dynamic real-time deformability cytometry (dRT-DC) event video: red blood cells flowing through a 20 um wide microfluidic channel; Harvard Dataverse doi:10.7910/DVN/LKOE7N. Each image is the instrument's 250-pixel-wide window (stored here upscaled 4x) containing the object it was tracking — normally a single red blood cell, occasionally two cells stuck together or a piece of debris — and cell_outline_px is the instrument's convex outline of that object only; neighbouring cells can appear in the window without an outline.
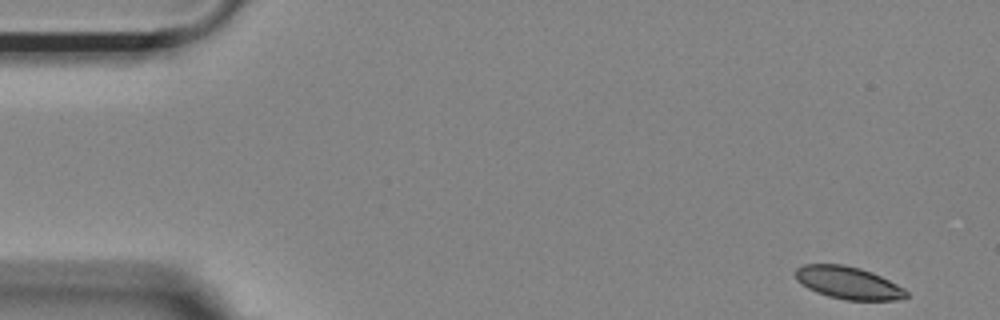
{"species": "Egyptian fruit bat (a non-hibernating species)", "species_latin": "Rousettus aegyptiacus", "temperature_condition": "room temperature", "stored_images_in_passage": 52, "camera_frame_rate_fps": 3000, "um_per_image_px": 0.085, "animal": {"sex": "female"}, "frame": {"image": 1, "passage_image": 1, "time_ms": 0.0, "image_size_px": [1000, 320], "cell_outline_px": [[908, 296], [896, 300], [844, 300], [828, 296], [816, 292], [800, 284], [796, 280], [792, 272], [796, 268], [804, 264], [844, 264], [860, 268], [872, 272], [904, 288], [908, 292]], "centroid_in_image_um": [72.04, 24.03], "position_along_channel_um": 13.0, "area_um2": 21.15}}
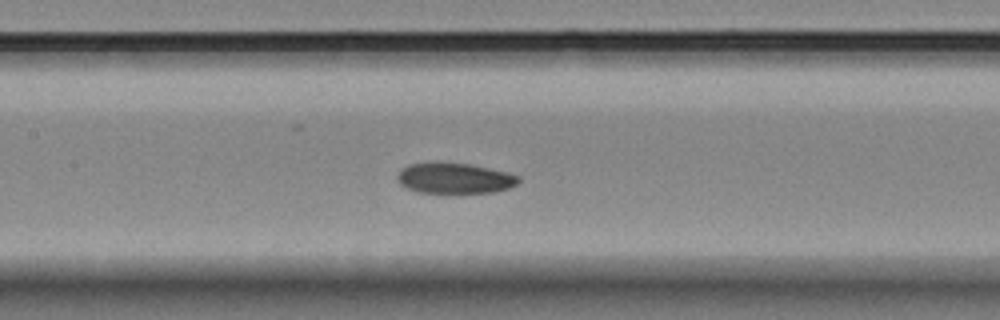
{"frame": {"image": 2, "passage_image": 23, "time_ms": 7.333, "image_size_px": [1000, 320], "cell_outline_px": [[520, 180], [516, 184], [508, 188], [492, 192], [416, 192], [400, 184], [396, 180], [396, 176], [400, 168], [408, 164], [428, 160], [440, 160], [468, 164], [508, 172], [520, 176]], "centroid_in_image_um": [38.55, 15.1], "position_along_channel_um": 168.8, "area_um2": 22.14}}
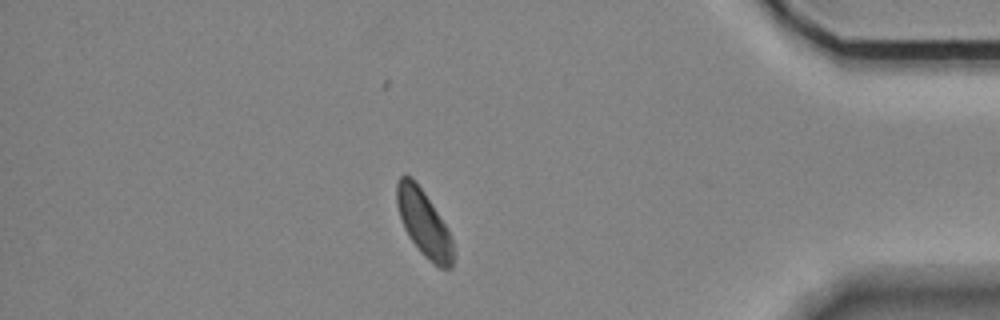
{"frame": {"image": 3, "passage_image": 45, "time_ms": 14.667, "image_size_px": [1000, 320], "cell_outline_px": [[456, 256], [452, 268], [440, 268], [428, 260], [420, 252], [408, 236], [404, 228], [396, 204], [396, 184], [400, 176], [412, 176], [424, 192], [448, 228], [452, 240]], "centroid_in_image_um": [36.05, 19.01], "position_along_channel_um": 399.2, "area_um2": 22.08}, "authors_computed_cell_mechanics": {"area_um2": 22.253, "velocity_mm_per_s": 3.6469, "shape_relaxation_time_tau1_ms": 3.6551, "shape_relaxation_time_tau2_ms": null, "deformation_change_tau1": 0.078, "deformation_change_tau2": null}}